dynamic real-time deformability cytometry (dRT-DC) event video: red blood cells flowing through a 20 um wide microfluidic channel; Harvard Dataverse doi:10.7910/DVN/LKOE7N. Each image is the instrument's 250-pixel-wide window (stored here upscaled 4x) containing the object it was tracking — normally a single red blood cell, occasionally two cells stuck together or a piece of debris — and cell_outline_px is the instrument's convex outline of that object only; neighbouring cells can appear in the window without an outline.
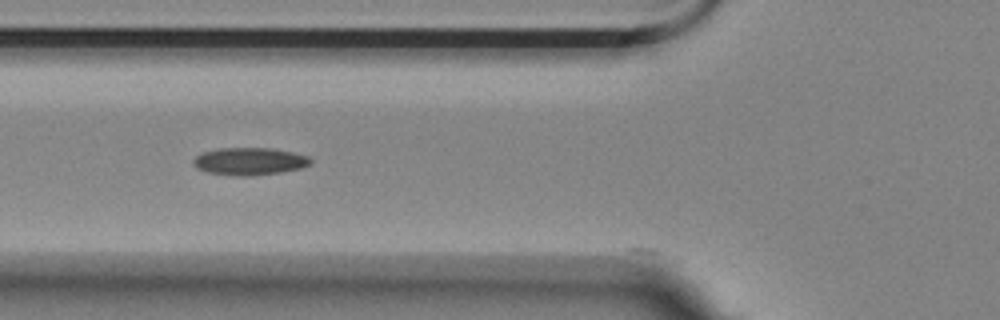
{"species": "Egyptian fruit bat (a non-hibernating species)", "species_latin": "Rousettus aegyptiacus", "temperature_condition": "room temperature", "stored_images_in_passage": 40, "camera_frame_rate_fps": 3000, "um_per_image_px": 0.085, "animal": {"sex": "female"}, "frame": {"image": 1, "passage_image": 4, "time_ms": 1.0, "image_size_px": [1000, 320], "cell_outline_px": [[312, 164], [300, 168], [280, 172], [252, 176], [232, 176], [208, 172], [196, 168], [192, 164], [192, 160], [196, 156], [204, 152], [220, 148], [272, 148], [292, 152], [308, 156], [312, 160]], "centroid_in_image_um": [21.2, 13.72], "position_along_channel_um": 104.6, "area_um2": 18.84}}
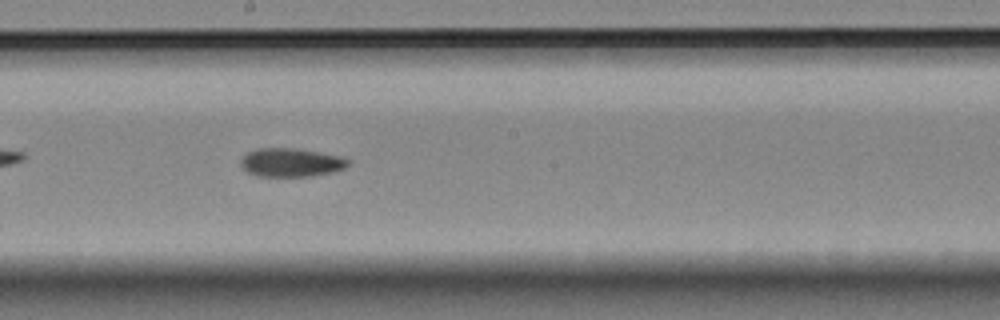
{"frame": {"image": 2, "passage_image": 14, "time_ms": 4.333, "image_size_px": [1000, 320], "cell_outline_px": [[352, 164], [336, 172], [312, 176], [256, 176], [248, 172], [240, 164], [240, 160], [248, 152], [256, 148], [292, 148], [340, 156], [348, 160]], "centroid_in_image_um": [24.75, 13.82], "position_along_channel_um": 223.5, "area_um2": 17.86}}
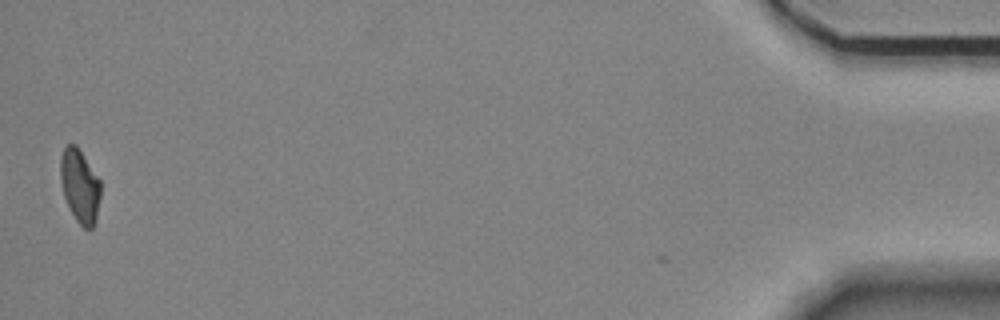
{"frame": {"image": 3, "passage_image": 39, "time_ms": 12.667, "image_size_px": [1000, 320], "cell_outline_px": [[100, 196], [96, 220], [92, 228], [84, 228], [76, 220], [64, 196], [60, 180], [60, 156], [64, 148], [68, 144], [76, 144], [100, 180]], "centroid_in_image_um": [6.78, 15.78], "position_along_channel_um": 428.4, "area_um2": 17.05}, "authors_computed_cell_mechanics": {"area_um2": 17.918, "velocity_mm_per_s": 3.5501, "shape_relaxation_time_tau1_ms": 10.5718, "shape_relaxation_time_tau2_ms": 4.2433, "deformation_change_tau1": 0.1689, "deformation_change_tau2": 0.0861}}